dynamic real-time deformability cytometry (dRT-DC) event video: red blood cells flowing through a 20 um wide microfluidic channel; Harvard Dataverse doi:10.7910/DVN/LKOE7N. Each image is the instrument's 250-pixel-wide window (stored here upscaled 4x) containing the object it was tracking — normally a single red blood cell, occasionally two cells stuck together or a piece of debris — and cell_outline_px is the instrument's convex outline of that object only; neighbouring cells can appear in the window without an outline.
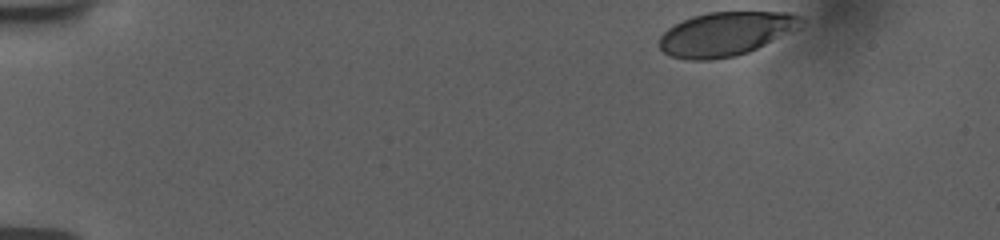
{"species": "human", "species_latin": "Homo sapiens", "temperature_condition": "room temperature", "stored_images_in_passage": 42, "camera_frame_rate_fps": 3000, "um_per_image_px": 0.085, "donor": {"sex": "female"}, "frame": {"image": 1, "passage_image": 1, "time_ms": 0.0, "image_size_px": [1000, 240], "cell_outline_px": [[804, 20], [764, 44], [748, 52], [736, 56], [708, 60], [692, 60], [672, 56], [664, 52], [660, 48], [660, 36], [668, 28], [692, 16], [708, 12], [788, 12], [800, 16]], "centroid_in_image_um": [61.58, 2.87], "position_along_channel_um": 23.4, "area_um2": 35.14}}
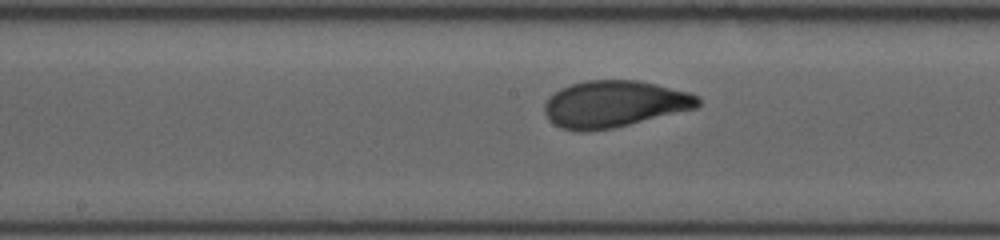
{"frame": {"image": 2, "passage_image": 24, "time_ms": 7.667, "image_size_px": [1000, 240], "cell_outline_px": [[700, 104], [696, 108], [612, 128], [584, 132], [580, 132], [560, 128], [544, 112], [544, 104], [548, 96], [560, 88], [584, 80], [636, 80], [656, 84], [688, 92], [696, 96], [700, 100]], "centroid_in_image_um": [52.17, 8.83], "position_along_channel_um": 196.0, "area_um2": 41.5}}
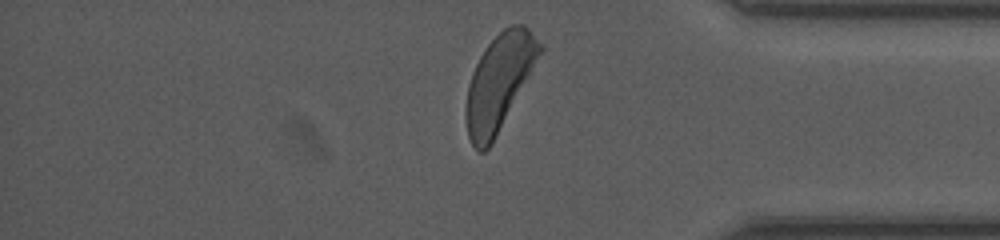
{"frame": {"image": 3, "passage_image": 41, "time_ms": 13.333, "image_size_px": [1000, 240], "cell_outline_px": [[544, 48], [492, 144], [484, 152], [480, 152], [472, 144], [468, 136], [464, 116], [464, 108], [468, 84], [472, 72], [480, 56], [488, 44], [504, 28], [512, 24], [524, 24], [544, 44]], "centroid_in_image_um": [42.41, 6.99], "position_along_channel_um": 392.8, "area_um2": 40.98}, "authors_computed_cell_mechanics": {"area_um2": 40.8068, "velocity_mm_per_s": 3.7243, "shape_relaxation_time_tau1_ms": 3.1001, "shape_relaxation_time_tau2_ms": null, "deformation_change_tau1": 0.1604, "deformation_change_tau2": null}}